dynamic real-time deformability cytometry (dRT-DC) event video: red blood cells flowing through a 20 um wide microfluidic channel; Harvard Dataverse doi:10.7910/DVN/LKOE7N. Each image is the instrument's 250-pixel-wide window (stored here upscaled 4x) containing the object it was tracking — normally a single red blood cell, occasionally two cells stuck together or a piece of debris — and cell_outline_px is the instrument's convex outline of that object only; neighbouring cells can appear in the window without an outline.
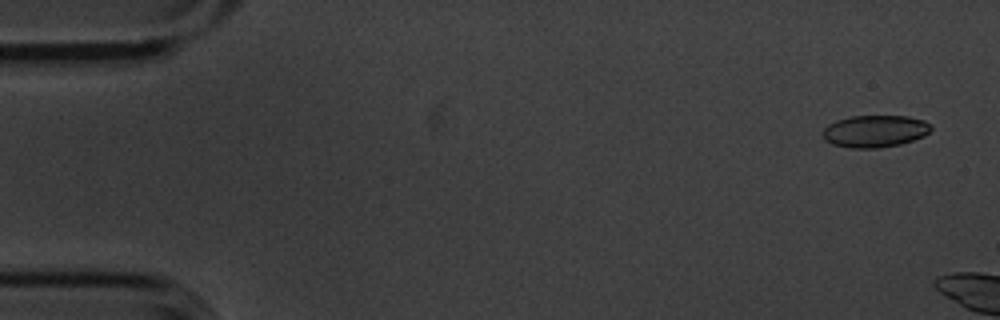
{"species": "common noctule bat (a hibernating species)", "species_latin": "Nyctalus noctula", "temperature_condition": "cold", "stored_images_in_passage": 3, "camera_frame_rate_fps": 3000, "um_per_image_px": 0.085, "animal": {"sex": "male", "body_mass_g": 20.1, "forearm_length_mm": 53.5}, "frame": {"image": 1, "passage_image": 1, "time_ms": 0.0, "image_size_px": [1000, 320], "cell_outline_px": [[932, 128], [924, 136], [900, 144], [880, 148], [848, 148], [832, 144], [824, 140], [824, 128], [828, 124], [836, 120], [852, 116], [908, 116], [924, 120]], "centroid_in_image_um": [74.35, 11.15], "position_along_channel_um": 10.7, "area_um2": 20.23}}